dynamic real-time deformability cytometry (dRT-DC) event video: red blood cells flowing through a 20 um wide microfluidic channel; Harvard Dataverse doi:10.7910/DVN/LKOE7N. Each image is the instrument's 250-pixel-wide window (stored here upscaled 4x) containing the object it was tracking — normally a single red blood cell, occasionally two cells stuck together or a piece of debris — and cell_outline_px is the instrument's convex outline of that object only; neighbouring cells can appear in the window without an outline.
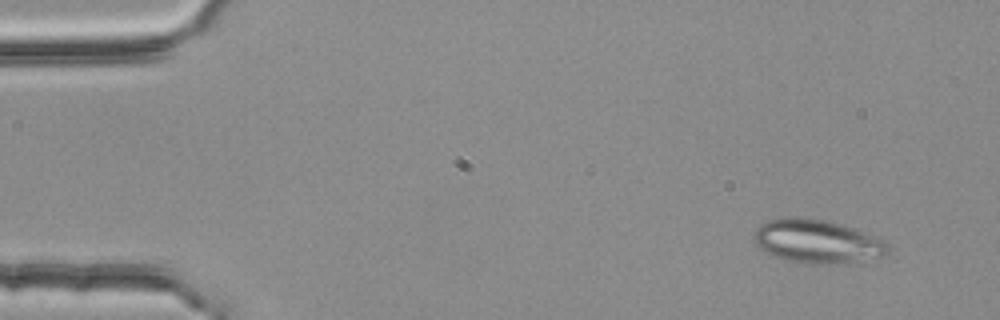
{"species": "common noctule bat (a hibernating species)", "species_latin": "Nyctalus noctula", "temperature_condition": "room temperature", "stored_images_in_passage": 49, "segment_of_instrument_passage": [1, 2], "camera_frame_rate_fps": 3000, "um_per_image_px": 0.085, "animal": {"sex": "female", "body_mass_g": 25.1}, "frame": {"image": 1, "passage_image": 1, "time_ms": 0.0, "image_size_px": [1000, 320], "cell_outline_px": [[888, 252], [884, 256], [844, 264], [804, 264], [784, 260], [772, 256], [764, 252], [756, 244], [756, 228], [760, 224], [768, 220], [784, 216], [800, 216], [828, 220], [856, 228], [884, 240], [888, 244]], "centroid_in_image_um": [69.46, 20.52], "position_along_channel_um": 15.5, "area_um2": 34.74}}